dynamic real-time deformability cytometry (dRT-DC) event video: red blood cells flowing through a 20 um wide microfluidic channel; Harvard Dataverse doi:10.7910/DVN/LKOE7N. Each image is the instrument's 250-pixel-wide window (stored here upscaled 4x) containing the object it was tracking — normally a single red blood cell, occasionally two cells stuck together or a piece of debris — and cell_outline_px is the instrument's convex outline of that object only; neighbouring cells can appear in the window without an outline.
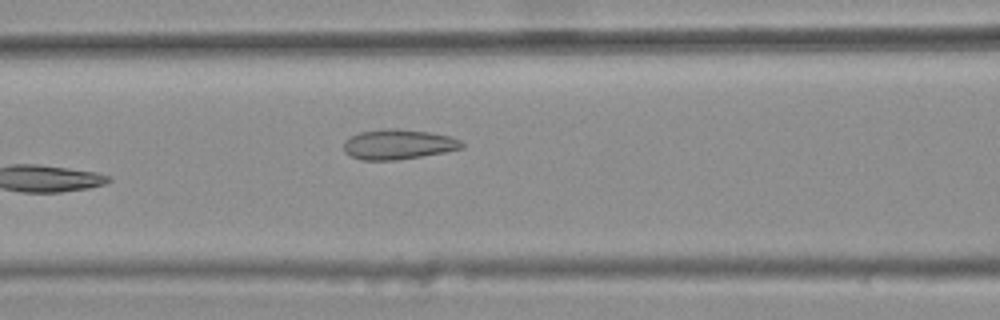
{"species": "common noctule bat (a hibernating species)", "species_latin": "Nyctalus noctula", "temperature_condition": "warm", "stored_images_in_passage": 6, "camera_frame_rate_fps": 3000, "um_per_image_px": 0.085, "animal": {"sex": "female", "body_mass_g": 25.1}, "frame": {"image": 1, "passage_image": 6, "time_ms": 1.667, "image_size_px": [1000, 320], "cell_outline_px": [[464, 148], [444, 152], [396, 160], [360, 160], [344, 152], [344, 140], [360, 132], [384, 128], [396, 128], [428, 132], [448, 136], [460, 140], [464, 144]], "centroid_in_image_um": [33.83, 12.27], "position_along_channel_um": 132.8, "area_um2": 20.58}}